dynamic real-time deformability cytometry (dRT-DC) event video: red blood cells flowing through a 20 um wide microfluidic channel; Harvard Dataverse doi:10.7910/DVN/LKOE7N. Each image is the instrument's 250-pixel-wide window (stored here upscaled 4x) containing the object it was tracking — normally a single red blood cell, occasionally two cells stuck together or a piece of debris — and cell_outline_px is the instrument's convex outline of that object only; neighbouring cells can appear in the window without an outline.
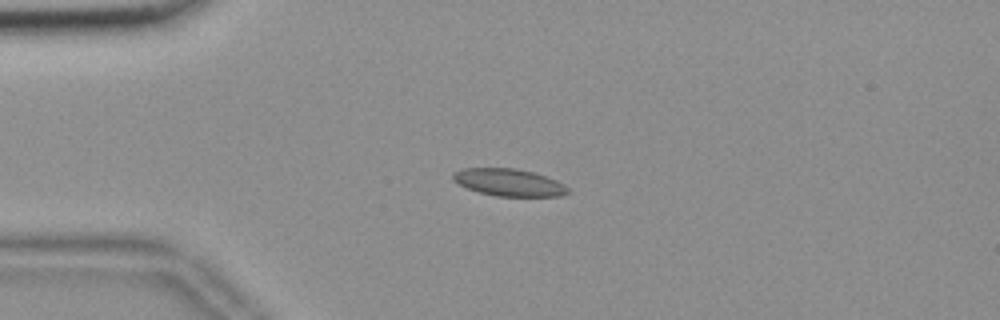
{"species": "common noctule bat (a hibernating species)", "species_latin": "Nyctalus noctula", "temperature_condition": "room temperature", "stored_images_in_passage": 56, "camera_frame_rate_fps": 3000, "um_per_image_px": 0.085, "animal": {"sex": "female", "body_mass_g": 18.4}, "frame": {"image": 1, "passage_image": 14, "time_ms": 4.333, "image_size_px": [1000, 320], "cell_outline_px": [[568, 192], [560, 196], [496, 196], [480, 192], [468, 188], [452, 180], [452, 172], [464, 168], [516, 168], [532, 172], [556, 180], [564, 184], [568, 188]], "centroid_in_image_um": [43.23, 15.5], "position_along_channel_um": 41.8, "area_um2": 18.09}}
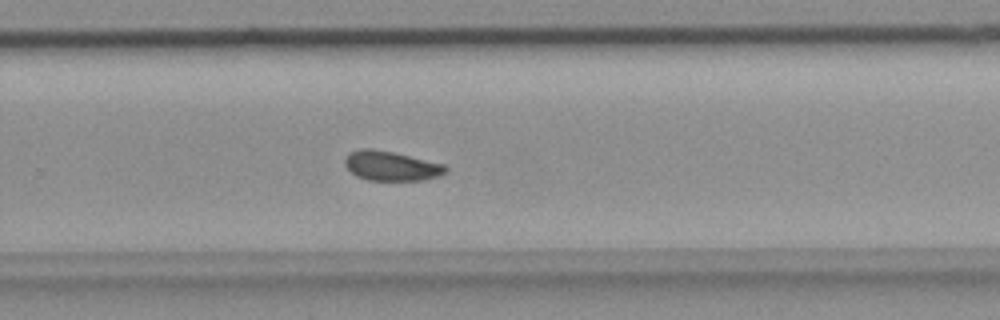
{"frame": {"image": 2, "passage_image": 37, "time_ms": 12.0, "image_size_px": [1000, 320], "cell_outline_px": [[448, 172], [440, 176], [424, 180], [368, 180], [356, 176], [344, 164], [344, 160], [348, 152], [360, 148], [372, 148], [392, 152], [444, 164], [448, 168]], "centroid_in_image_um": [33.25, 14.1], "position_along_channel_um": 296.6, "area_um2": 17.46}}
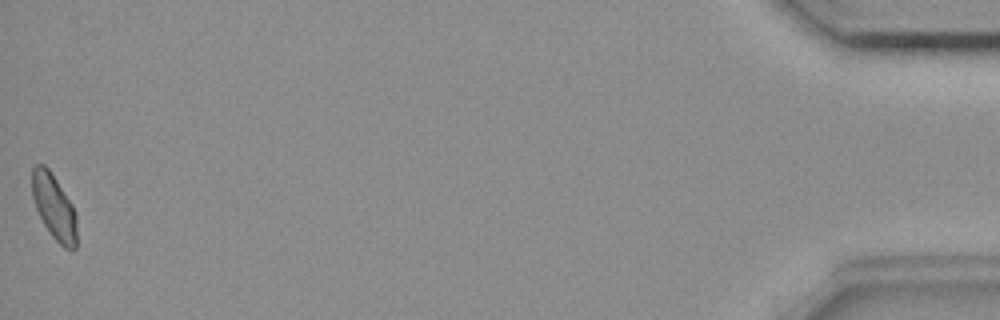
{"frame": {"image": 3, "passage_image": 56, "time_ms": 18.333, "image_size_px": [1000, 320], "cell_outline_px": [[76, 248], [72, 252], [64, 248], [52, 236], [44, 224], [36, 208], [32, 196], [32, 168], [36, 164], [44, 164], [48, 168], [72, 204], [76, 212]], "centroid_in_image_um": [4.6, 17.61], "position_along_channel_um": 430.6, "area_um2": 16.94}, "authors_computed_cell_mechanics": {"area_um2": 17.7446, "velocity_mm_per_s": 3.6452, "shape_relaxation_time_tau1_ms": 2.7583, "shape_relaxation_time_tau2_ms": 2.4402, "deformation_change_tau1": 0.085, "deformation_change_tau2": 0.0735}}